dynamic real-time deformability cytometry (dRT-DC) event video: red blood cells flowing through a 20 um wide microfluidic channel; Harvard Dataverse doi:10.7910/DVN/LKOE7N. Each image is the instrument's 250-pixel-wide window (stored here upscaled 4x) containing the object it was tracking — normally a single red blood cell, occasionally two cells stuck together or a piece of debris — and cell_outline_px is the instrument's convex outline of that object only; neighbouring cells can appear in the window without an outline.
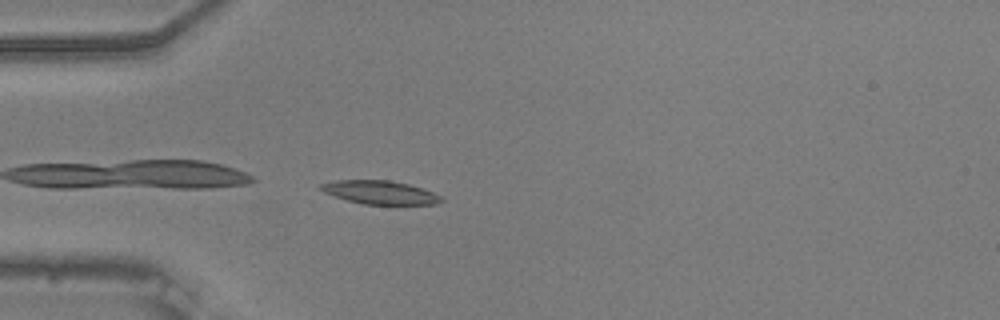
{"species": "common noctule bat (a hibernating species)", "species_latin": "Nyctalus noctula", "temperature_condition": "warm", "stored_images_in_passage": 5, "camera_frame_rate_fps": 3000, "um_per_image_px": 0.085, "animal": {"sex": "male", "body_mass_g": 20.5, "forearm_length_mm": 52.5}, "frame": {"image": 1, "passage_image": 5, "time_ms": 1.333, "image_size_px": [1000, 320], "cell_outline_px": [[444, 200], [436, 204], [364, 204], [348, 200], [324, 192], [316, 188], [320, 184], [336, 180], [388, 180], [408, 184], [432, 192], [440, 196]], "centroid_in_image_um": [32.26, 16.35], "position_along_channel_um": 52.7, "area_um2": 16.24}}